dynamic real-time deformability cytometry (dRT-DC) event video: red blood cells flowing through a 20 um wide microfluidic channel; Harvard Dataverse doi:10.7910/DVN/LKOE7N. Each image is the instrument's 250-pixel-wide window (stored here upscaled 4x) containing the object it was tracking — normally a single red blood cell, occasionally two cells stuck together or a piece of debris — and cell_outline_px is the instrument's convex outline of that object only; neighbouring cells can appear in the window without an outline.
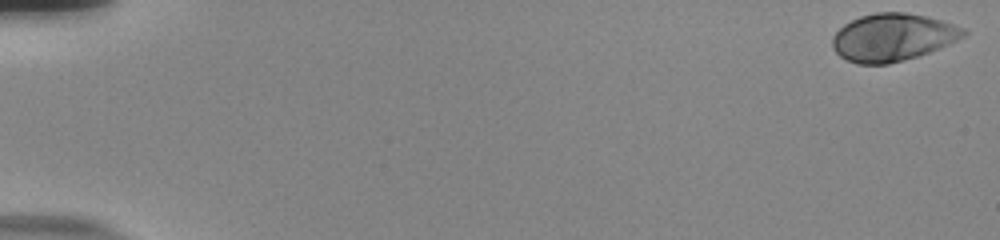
{"species": "human", "species_latin": "Homo sapiens", "temperature_condition": "room temperature", "stored_images_in_passage": 46, "camera_frame_rate_fps": 3000, "um_per_image_px": 0.085, "donor": {"sex": "male"}, "frame": {"image": 1, "passage_image": 1, "time_ms": 0.0, "image_size_px": [1000, 240], "cell_outline_px": [[968, 32], [964, 36], [940, 48], [904, 60], [888, 64], [856, 64], [840, 56], [832, 48], [832, 36], [844, 24], [860, 16], [876, 12], [904, 12], [924, 16], [940, 20], [964, 28]], "centroid_in_image_um": [75.85, 3.17], "position_along_channel_um": 9.2, "area_um2": 36.13}}
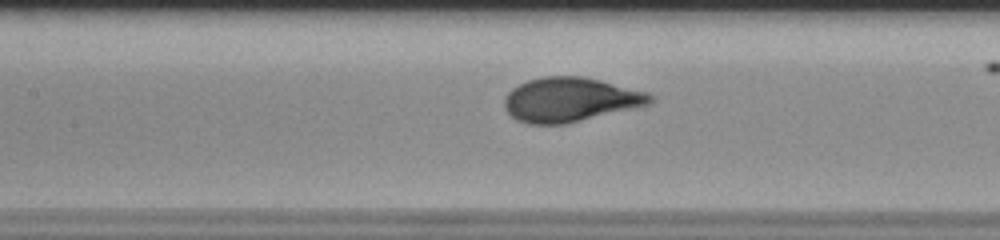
{"frame": {"image": 2, "passage_image": 27, "time_ms": 8.667, "image_size_px": [1000, 240], "cell_outline_px": [[656, 100], [652, 104], [564, 124], [528, 124], [516, 120], [504, 108], [504, 96], [512, 88], [528, 80], [544, 76], [580, 76], [600, 80], [648, 92], [656, 96]], "centroid_in_image_um": [48.49, 8.47], "position_along_channel_um": 158.9, "area_um2": 37.8}}
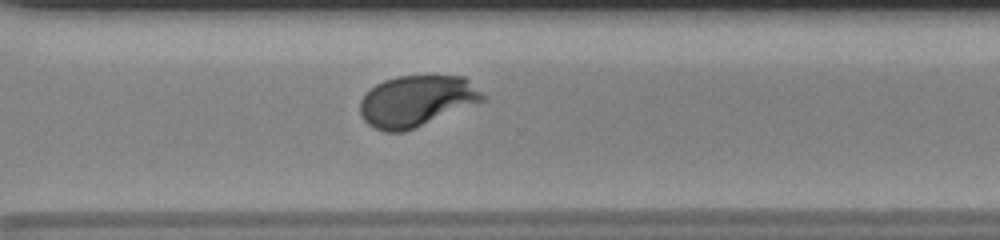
{"frame": {"image": 3, "passage_image": 41, "time_ms": 13.333, "image_size_px": [1000, 240], "cell_outline_px": [[484, 100], [404, 132], [384, 132], [368, 124], [364, 120], [360, 112], [360, 100], [376, 84], [384, 80], [396, 76], [464, 76], [484, 96]], "centroid_in_image_um": [35.36, 8.58], "position_along_channel_um": 335.2, "area_um2": 35.89}}